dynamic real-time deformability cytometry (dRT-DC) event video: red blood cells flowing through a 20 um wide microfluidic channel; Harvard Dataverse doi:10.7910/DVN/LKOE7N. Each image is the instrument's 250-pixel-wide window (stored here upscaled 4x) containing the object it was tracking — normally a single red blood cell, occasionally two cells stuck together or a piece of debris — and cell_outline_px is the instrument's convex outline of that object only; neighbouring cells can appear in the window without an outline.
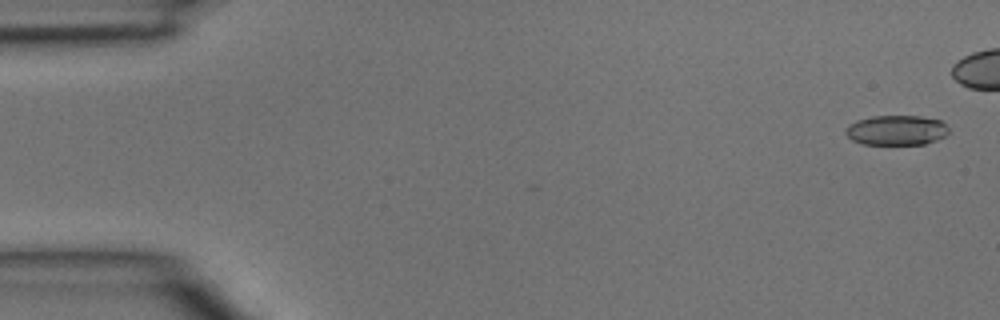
{"species": "common noctule bat (a hibernating species)", "species_latin": "Nyctalus noctula", "temperature_condition": "room temperature", "stored_images_in_passage": 5, "camera_frame_rate_fps": 3000, "um_per_image_px": 0.085, "animal": {"sex": "male", "body_mass_g": 15.6}, "frame": {"image": 1, "passage_image": 1, "time_ms": 0.0, "image_size_px": [1000, 320], "cell_outline_px": [[948, 132], [944, 136], [936, 140], [924, 144], [864, 144], [852, 140], [844, 132], [848, 124], [856, 120], [872, 116], [920, 116], [940, 120], [948, 128]], "centroid_in_image_um": [76.16, 11.06], "position_along_channel_um": 8.8, "area_um2": 17.92}}
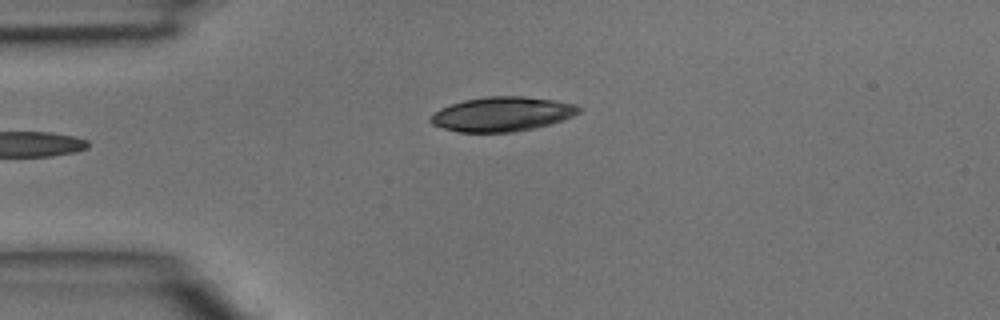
{"frame": {"image": 2, "passage_image": 4, "time_ms": 1.0, "image_size_px": [1000, 320], "cell_outline_px": [[580, 112], [564, 120], [516, 132], [460, 132], [444, 128], [432, 124], [428, 120], [440, 108], [464, 100], [488, 96], [520, 96], [556, 100], [576, 104], [580, 108]], "centroid_in_image_um": [42.7, 9.69], "position_along_channel_um": 42.3, "area_um2": 29.59}}